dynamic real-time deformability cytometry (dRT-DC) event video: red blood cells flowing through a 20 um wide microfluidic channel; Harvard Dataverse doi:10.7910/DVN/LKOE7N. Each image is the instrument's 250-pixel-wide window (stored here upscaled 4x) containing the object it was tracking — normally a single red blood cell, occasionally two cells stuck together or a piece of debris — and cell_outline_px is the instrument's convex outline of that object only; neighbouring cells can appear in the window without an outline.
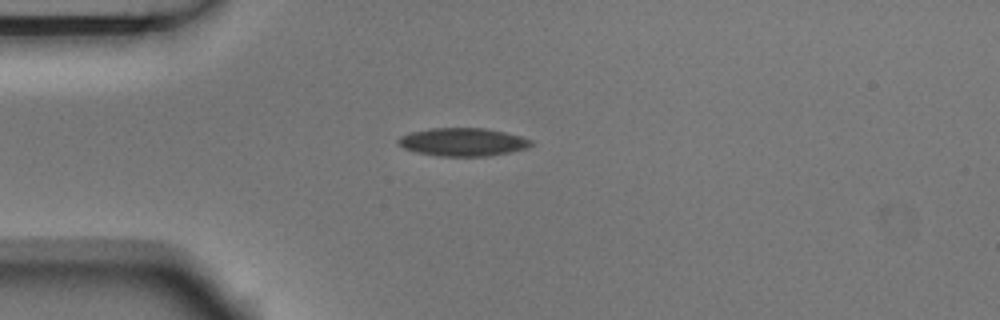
{"species": "Egyptian fruit bat (a non-hibernating species)", "species_latin": "Rousettus aegyptiacus", "temperature_condition": "room temperature", "stored_images_in_passage": 2, "camera_frame_rate_fps": 3000, "um_per_image_px": 0.085, "animal": {"sex": "male"}, "frame": {"image": 1, "passage_image": 2, "time_ms": 0.333, "image_size_px": [1000, 320], "cell_outline_px": [[536, 144], [528, 148], [512, 152], [488, 156], [440, 156], [420, 152], [404, 148], [396, 144], [396, 140], [400, 136], [408, 132], [428, 128], [488, 128], [508, 132], [532, 140]], "centroid_in_image_um": [39.38, 12.06], "position_along_channel_um": 45.6, "area_um2": 22.14}}